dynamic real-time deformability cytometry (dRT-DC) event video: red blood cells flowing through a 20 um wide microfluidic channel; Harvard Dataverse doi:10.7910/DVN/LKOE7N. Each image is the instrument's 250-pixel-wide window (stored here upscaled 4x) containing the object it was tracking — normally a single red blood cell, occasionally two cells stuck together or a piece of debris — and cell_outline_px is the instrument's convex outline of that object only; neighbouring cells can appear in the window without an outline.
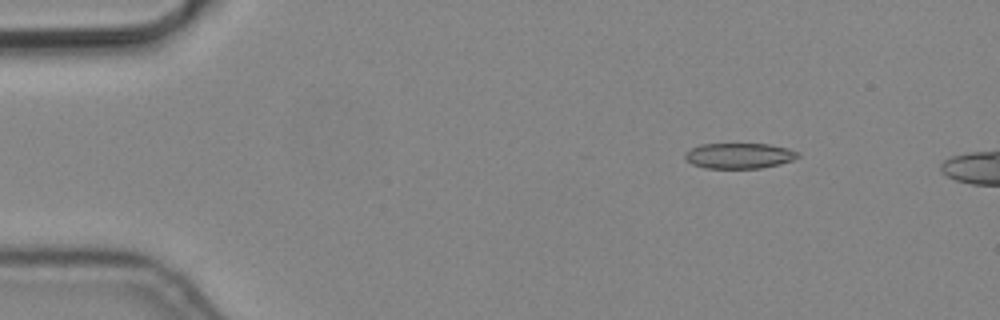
{"species": "common noctule bat (a hibernating species)", "species_latin": "Nyctalus noctula", "temperature_condition": "cold", "stored_images_in_passage": 5, "camera_frame_rate_fps": 3000, "um_per_image_px": 0.085, "animal": {"sex": "male", "body_mass_g": 19.2, "forearm_length_mm": 51.8}, "frame": {"image": 1, "passage_image": 3, "time_ms": 0.667, "image_size_px": [1000, 320], "cell_outline_px": [[800, 156], [792, 160], [780, 164], [760, 168], [704, 168], [692, 164], [684, 156], [684, 152], [700, 144], [768, 144], [788, 148], [800, 152]], "centroid_in_image_um": [62.84, 13.23], "position_along_channel_um": 22.2, "area_um2": 16.82}}